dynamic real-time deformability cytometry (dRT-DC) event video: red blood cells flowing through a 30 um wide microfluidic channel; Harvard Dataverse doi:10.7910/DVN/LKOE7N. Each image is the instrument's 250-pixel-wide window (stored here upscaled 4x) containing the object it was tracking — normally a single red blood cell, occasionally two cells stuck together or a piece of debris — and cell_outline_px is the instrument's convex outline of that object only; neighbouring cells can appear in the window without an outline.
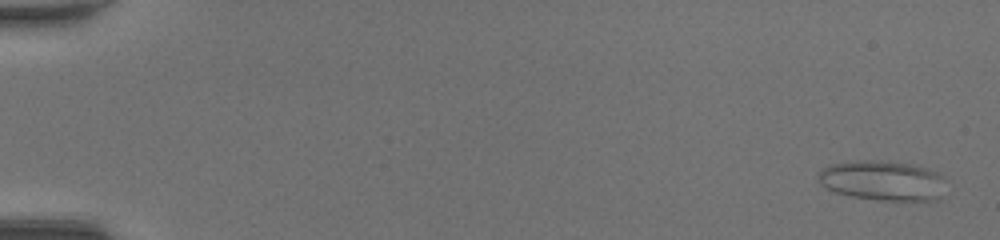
{"species": "common noctule bat (a hibernating species)", "species_latin": "Nyctalus noctula", "temperature_condition": "room temperature", "stored_images_in_passage": 49, "camera_frame_rate_fps": 3000, "um_per_image_px": 0.085, "animal": {"sex": "female", "body_mass_g": 20.0, "forearm_length_mm": 54.0}, "frame": {"image": 1, "passage_image": 2, "time_ms": 0.333, "image_size_px": [1000, 240], "cell_outline_px": [[940, 200], [880, 200], [852, 196], [836, 192], [820, 184], [816, 172], [828, 164], [860, 160], [880, 160], [912, 164], [928, 168], [936, 172], [940, 176]], "centroid_in_image_um": [74.92, 15.33], "position_along_channel_um": 10.1, "area_um2": 29.42}}
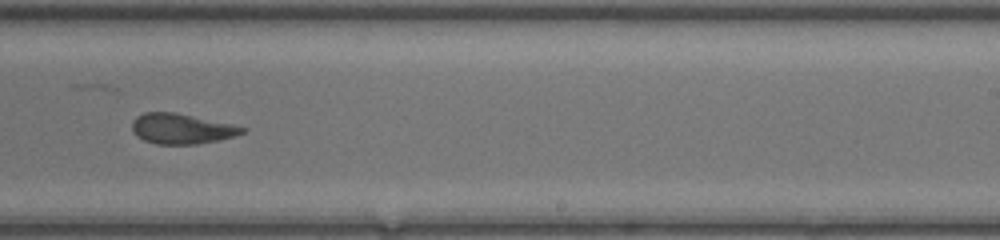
{"frame": {"image": 2, "passage_image": 32, "time_ms": 10.333, "image_size_px": [1000, 240], "cell_outline_px": [[248, 128], [244, 132], [220, 140], [196, 144], [156, 144], [144, 140], [136, 136], [132, 132], [132, 120], [136, 116], [144, 112], [176, 112], [232, 124]], "centroid_in_image_um": [15.4, 10.93], "position_along_channel_um": 273.6, "area_um2": 19.54}}
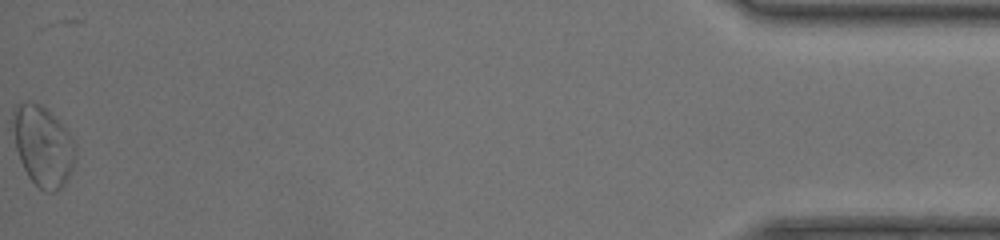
{"frame": {"image": 3, "passage_image": 49, "time_ms": 16.0, "image_size_px": [1000, 240], "cell_outline_px": [[76, 156], [72, 168], [64, 184], [56, 192], [48, 192], [40, 188], [28, 176], [20, 160], [16, 148], [12, 124], [12, 112], [16, 104], [28, 100], [40, 104], [72, 136], [76, 144]], "centroid_in_image_um": [3.64, 12.4], "position_along_channel_um": 431.6, "area_um2": 29.07}, "authors_computed_cell_mechanics": {"area_um2": 21.964, "velocity_mm_per_s": 4.3773, "shape_relaxation_time_tau1_ms": 6.5886, "shape_relaxation_time_tau2_ms": 2.1875, "deformation_change_tau1": 0.1554, "deformation_change_tau2": 0.1035}}